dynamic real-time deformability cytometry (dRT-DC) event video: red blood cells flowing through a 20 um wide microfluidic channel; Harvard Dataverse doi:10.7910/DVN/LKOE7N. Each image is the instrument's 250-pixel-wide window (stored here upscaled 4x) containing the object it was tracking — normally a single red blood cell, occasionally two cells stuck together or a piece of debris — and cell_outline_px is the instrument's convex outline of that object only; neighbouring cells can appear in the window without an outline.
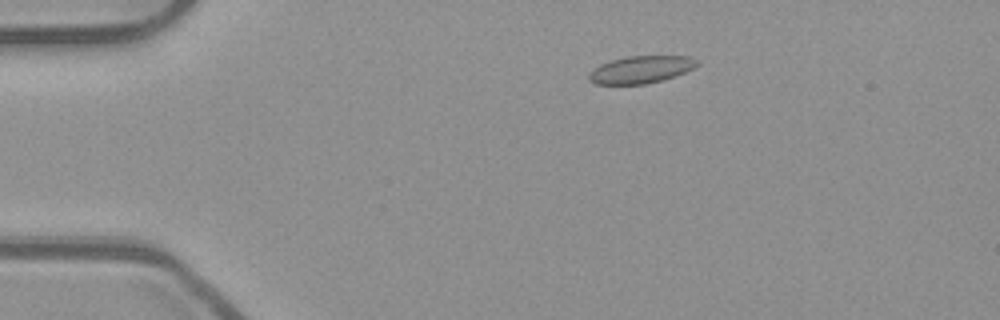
{"species": "common noctule bat (a hibernating species)", "species_latin": "Nyctalus noctula", "temperature_condition": "room temperature", "stored_images_in_passage": 52, "camera_frame_rate_fps": 3000, "um_per_image_px": 0.085, "animal": {"sex": "male", "body_mass_g": 23.1, "forearm_length_mm": 52.7}, "frame": {"image": 1, "passage_image": 9, "time_ms": 2.667, "image_size_px": [1000, 320], "cell_outline_px": [[700, 64], [676, 76], [644, 84], [596, 84], [588, 80], [588, 76], [600, 64], [612, 60], [628, 56], [688, 56], [700, 60]], "centroid_in_image_um": [54.51, 5.9], "position_along_channel_um": 30.5, "area_um2": 17.05}}
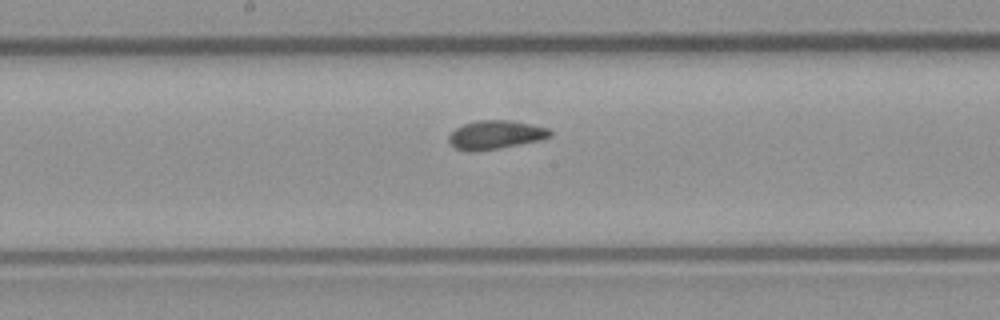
{"frame": {"image": 2, "passage_image": 27, "time_ms": 8.667, "image_size_px": [1000, 320], "cell_outline_px": [[552, 136], [540, 140], [496, 148], [472, 152], [468, 152], [456, 148], [448, 140], [448, 136], [456, 128], [464, 124], [476, 120], [508, 120], [548, 128], [552, 132]], "centroid_in_image_um": [42.1, 11.45], "position_along_channel_um": 206.1, "area_um2": 16.65}}
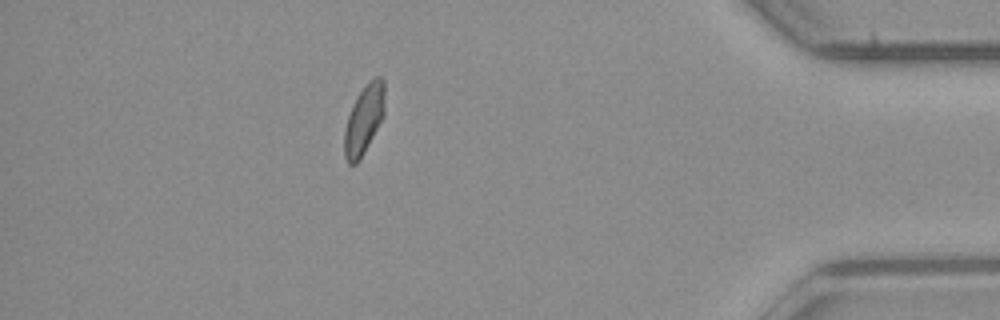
{"frame": {"image": 3, "passage_image": 46, "time_ms": 15.0, "image_size_px": [1000, 320], "cell_outline_px": [[384, 116], [360, 160], [356, 164], [348, 164], [344, 156], [344, 128], [352, 104], [356, 96], [368, 80], [376, 76], [380, 76], [384, 80]], "centroid_in_image_um": [30.93, 10.14], "position_along_channel_um": 404.3, "area_um2": 16.53}, "authors_computed_cell_mechanics": {"area_um2": 16.8776, "velocity_mm_per_s": 3.8723, "shape_relaxation_time_tau1_ms": null, "shape_relaxation_time_tau2_ms": 1.1879, "deformation_change_tau1": null, "deformation_change_tau2": 0.0518}}